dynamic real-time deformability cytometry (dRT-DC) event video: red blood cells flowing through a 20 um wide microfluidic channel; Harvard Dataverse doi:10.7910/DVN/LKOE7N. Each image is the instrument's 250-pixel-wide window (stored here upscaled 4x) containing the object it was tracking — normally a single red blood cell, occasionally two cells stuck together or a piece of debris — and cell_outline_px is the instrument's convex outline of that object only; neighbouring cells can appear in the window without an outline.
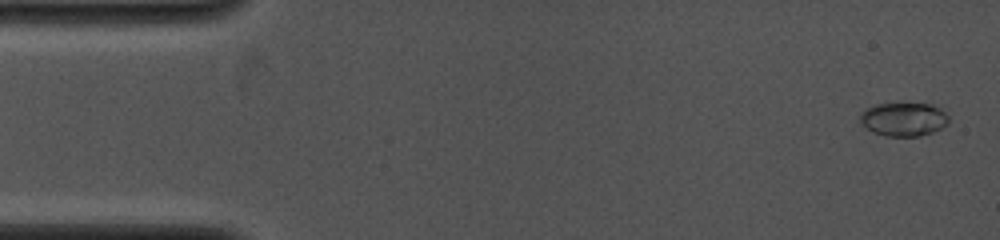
{"species": "common noctule bat (a hibernating species)", "species_latin": "Nyctalus noctula", "temperature_condition": "cold", "stored_images_in_passage": 60, "camera_frame_rate_fps": 4000, "um_per_image_px": 0.085, "animal": {"sex": "female", "body_mass_g": 19.0, "forearm_length_mm": 53.3}, "frame": {"image": 1, "passage_image": 2, "time_ms": 0.25, "image_size_px": [1000, 240], "cell_outline_px": [[948, 124], [932, 132], [920, 136], [884, 136], [872, 132], [860, 120], [860, 112], [876, 104], [932, 104], [940, 108], [948, 116]], "centroid_in_image_um": [76.82, 10.14], "position_along_channel_um": 8.2, "area_um2": 17.17}}
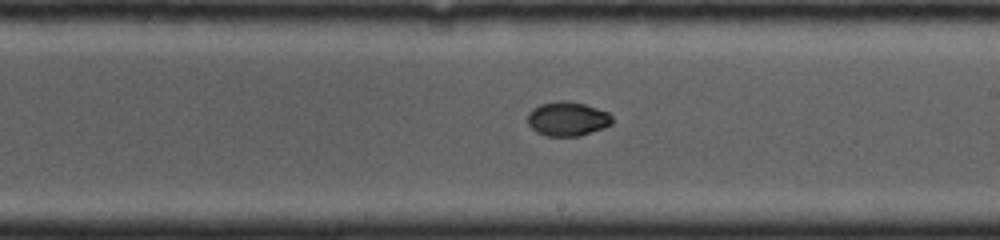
{"frame": {"image": 2, "passage_image": 36, "time_ms": 8.5, "image_size_px": [1000, 240], "cell_outline_px": [[612, 124], [604, 128], [580, 136], [548, 136], [536, 132], [528, 124], [528, 112], [532, 108], [540, 104], [560, 100], [564, 100], [584, 104], [608, 112], [612, 116]], "centroid_in_image_um": [48.23, 10.1], "position_along_channel_um": 240.8, "area_um2": 16.94}}
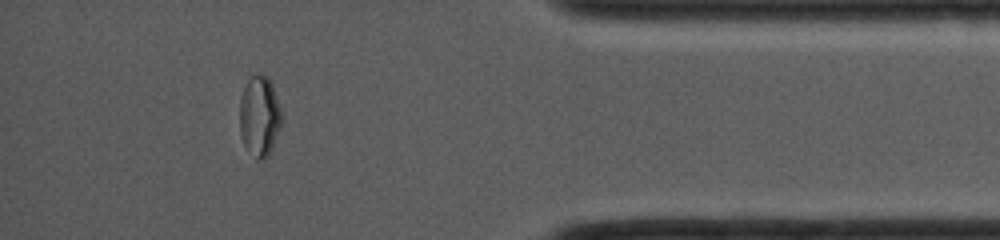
{"frame": {"image": 3, "passage_image": 54, "time_ms": 13.0, "image_size_px": [1000, 240], "cell_outline_px": [[284, 116], [272, 148], [268, 156], [264, 160], [256, 160], [244, 144], [240, 136], [240, 100], [244, 88], [248, 80], [256, 72], [268, 76], [272, 84]], "centroid_in_image_um": [22.08, 9.87], "position_along_channel_um": 413.1, "area_um2": 19.94}}